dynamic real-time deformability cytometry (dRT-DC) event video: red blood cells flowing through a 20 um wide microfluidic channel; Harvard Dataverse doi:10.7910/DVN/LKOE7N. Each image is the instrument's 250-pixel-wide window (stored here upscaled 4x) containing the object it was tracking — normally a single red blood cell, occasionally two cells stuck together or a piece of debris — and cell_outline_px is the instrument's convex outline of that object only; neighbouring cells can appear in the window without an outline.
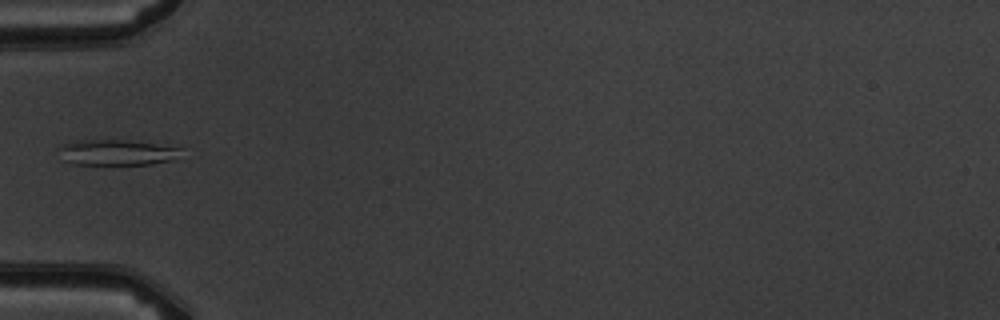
{"species": "common noctule bat (a hibernating species)", "species_latin": "Nyctalus noctula", "temperature_condition": "warm", "stored_images_in_passage": 6, "camera_frame_rate_fps": 3000, "um_per_image_px": 0.085, "animal": {"sex": "male", "body_mass_g": 19.5, "forearm_length_mm": 54.6}, "frame": {"image": 1, "passage_image": 6, "time_ms": 5.667, "image_size_px": [1000, 320], "cell_outline_px": [[184, 148], [172, 160], [152, 164], [76, 164], [64, 160], [60, 148], [64, 144], [76, 140], [124, 140]], "centroid_in_image_um": [9.95, 12.95], "position_along_channel_um": 75.1, "area_um2": 17.8}}